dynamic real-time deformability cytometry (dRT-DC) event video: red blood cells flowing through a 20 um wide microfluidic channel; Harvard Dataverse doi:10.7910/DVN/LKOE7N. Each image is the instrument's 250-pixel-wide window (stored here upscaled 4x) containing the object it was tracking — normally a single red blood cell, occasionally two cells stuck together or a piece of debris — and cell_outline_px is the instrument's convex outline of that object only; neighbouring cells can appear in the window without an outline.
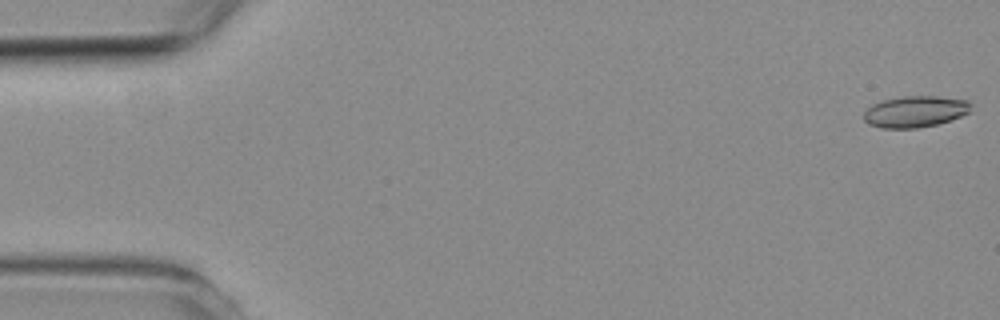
{"species": "common noctule bat (a hibernating species)", "species_latin": "Nyctalus noctula", "temperature_condition": "room temperature", "stored_images_in_passage": 4, "camera_frame_rate_fps": 3000, "um_per_image_px": 0.085, "animal": {"sex": "female", "body_mass_g": 19.3, "forearm_length_mm": 54.1}, "frame": {"image": 1, "passage_image": 1, "time_ms": 0.0, "image_size_px": [1000, 320], "cell_outline_px": [[972, 112], [936, 124], [916, 128], [880, 128], [868, 124], [864, 120], [864, 112], [872, 104], [884, 100], [904, 96], [936, 96], [968, 100], [972, 104]], "centroid_in_image_um": [77.8, 9.48], "position_along_channel_um": 7.2, "area_um2": 19.59}}